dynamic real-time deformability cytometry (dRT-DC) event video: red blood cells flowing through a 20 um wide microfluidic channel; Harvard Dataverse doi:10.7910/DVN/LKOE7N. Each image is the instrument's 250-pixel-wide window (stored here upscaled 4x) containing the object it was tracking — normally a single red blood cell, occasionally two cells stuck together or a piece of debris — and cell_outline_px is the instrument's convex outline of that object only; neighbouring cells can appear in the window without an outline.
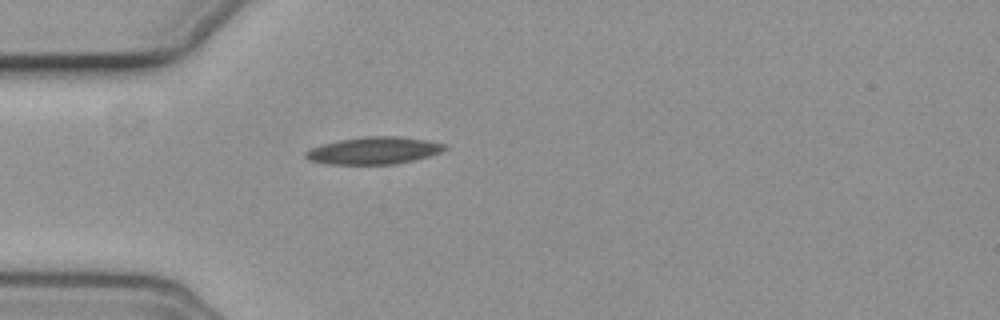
{"species": "common noctule bat (a hibernating species)", "species_latin": "Nyctalus noctula", "temperature_condition": "cold", "stored_images_in_passage": 41, "camera_frame_rate_fps": 3000, "um_per_image_px": 0.085, "animal": {"sex": "female", "body_mass_g": 19.3, "forearm_length_mm": 54.1}, "frame": {"image": 1, "passage_image": 1, "time_ms": 0.0, "image_size_px": [1000, 320], "cell_outline_px": [[448, 148], [440, 152], [428, 156], [396, 164], [328, 164], [308, 160], [304, 156], [304, 152], [312, 148], [324, 144], [340, 140], [364, 136], [396, 136], [428, 140], [444, 144]], "centroid_in_image_um": [31.77, 12.8], "position_along_channel_um": 53.2, "area_um2": 21.91}}
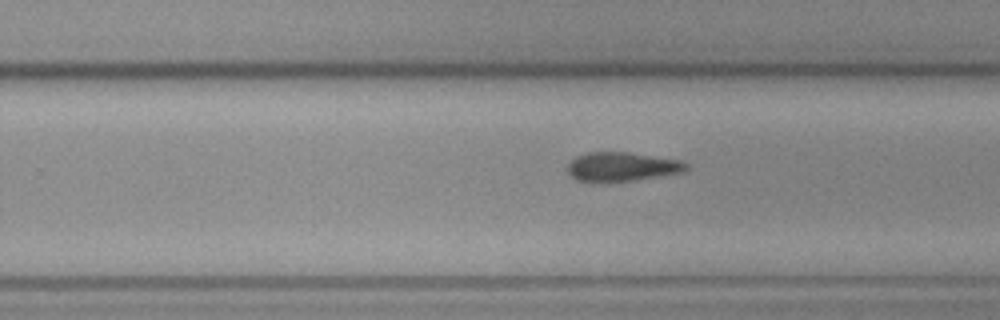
{"frame": {"image": 2, "passage_image": 20, "time_ms": 6.333, "image_size_px": [1000, 320], "cell_outline_px": [[688, 168], [684, 172], [632, 180], [576, 180], [568, 172], [568, 164], [576, 156], [588, 152], [628, 152], [684, 160], [688, 164]], "centroid_in_image_um": [52.93, 14.13], "position_along_channel_um": 276.9, "area_um2": 19.71}}
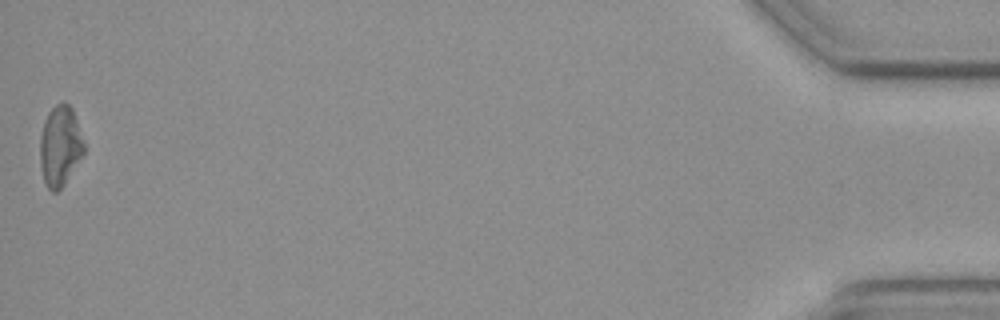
{"frame": {"image": 3, "passage_image": 41, "time_ms": 13.333, "image_size_px": [1000, 320], "cell_outline_px": [[84, 152], [64, 184], [56, 192], [52, 192], [48, 188], [44, 180], [40, 164], [40, 136], [44, 120], [48, 112], [56, 104], [64, 100], [72, 108], [84, 144]], "centroid_in_image_um": [5.08, 12.38], "position_along_channel_um": 430.1, "area_um2": 20.35}}